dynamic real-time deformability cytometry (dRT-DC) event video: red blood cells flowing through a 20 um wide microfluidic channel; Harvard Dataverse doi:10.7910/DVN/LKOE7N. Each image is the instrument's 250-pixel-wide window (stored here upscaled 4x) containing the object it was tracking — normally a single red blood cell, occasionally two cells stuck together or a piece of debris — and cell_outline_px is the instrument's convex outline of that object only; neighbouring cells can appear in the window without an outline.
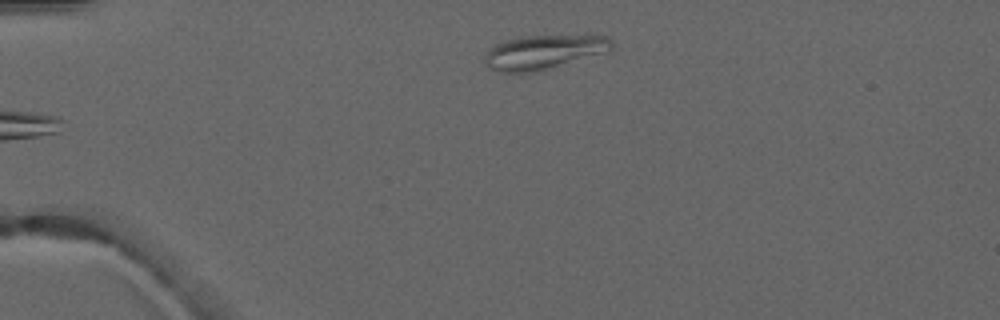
{"species": "common noctule bat (a hibernating species)", "species_latin": "Nyctalus noctula", "temperature_condition": "warm", "stored_images_in_passage": 4, "camera_frame_rate_fps": 3000, "um_per_image_px": 0.085, "animal": {"sex": "male", "forearm_length_mm": 52.5}, "frame": {"image": 1, "passage_image": 4, "time_ms": 3.333, "image_size_px": [1000, 320], "cell_outline_px": [[612, 48], [608, 52], [540, 72], [496, 72], [488, 68], [484, 64], [484, 56], [488, 48], [504, 40], [520, 36], [608, 36], [612, 40]], "centroid_in_image_um": [46.18, 4.45], "position_along_channel_um": 38.8, "area_um2": 25.78}}